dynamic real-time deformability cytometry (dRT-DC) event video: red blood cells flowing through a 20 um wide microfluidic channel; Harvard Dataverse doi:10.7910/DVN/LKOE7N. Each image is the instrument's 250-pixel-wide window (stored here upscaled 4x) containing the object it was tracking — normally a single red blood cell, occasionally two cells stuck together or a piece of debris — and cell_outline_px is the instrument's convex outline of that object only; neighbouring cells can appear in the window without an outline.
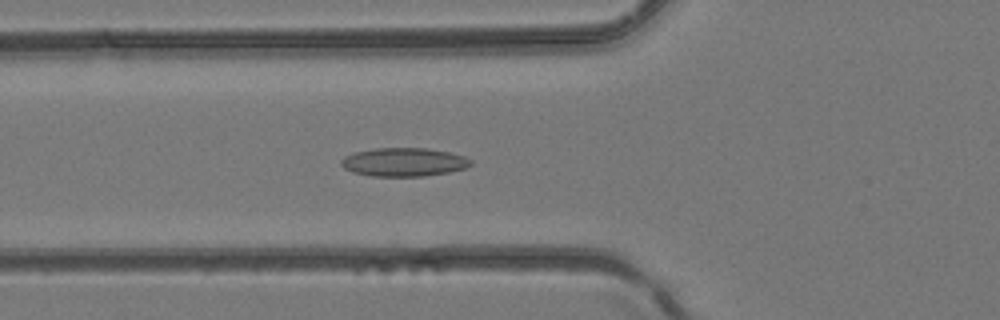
{"species": "common noctule bat (a hibernating species)", "species_latin": "Nyctalus noctula", "temperature_condition": "room temperature", "stored_images_in_passage": 42, "camera_frame_rate_fps": 3000, "um_per_image_px": 0.085, "animal": {"sex": "female", "body_mass_g": 24.6, "forearm_length_mm": 56.2}, "frame": {"image": 1, "passage_image": 16, "time_ms": 5.0, "image_size_px": [1000, 320], "cell_outline_px": [[472, 164], [464, 168], [448, 172], [424, 176], [372, 176], [352, 172], [344, 168], [340, 164], [340, 160], [344, 156], [352, 152], [376, 148], [428, 148], [448, 152], [464, 156], [472, 160]], "centroid_in_image_um": [34.28, 13.77], "position_along_channel_um": 91.5, "area_um2": 21.62}}
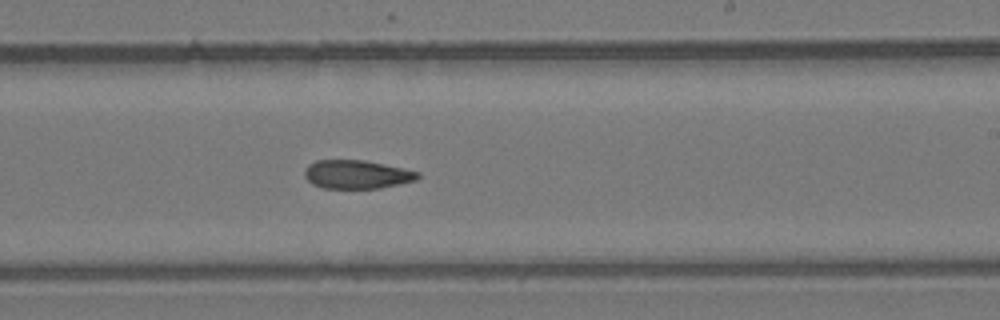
{"frame": {"image": 2, "passage_image": 26, "time_ms": 8.333, "image_size_px": [1000, 320], "cell_outline_px": [[420, 176], [416, 180], [380, 188], [320, 188], [312, 184], [304, 176], [304, 168], [308, 164], [316, 160], [364, 160], [404, 168], [420, 172]], "centroid_in_image_um": [30.3, 14.82], "position_along_channel_um": 258.7, "area_um2": 18.96}}
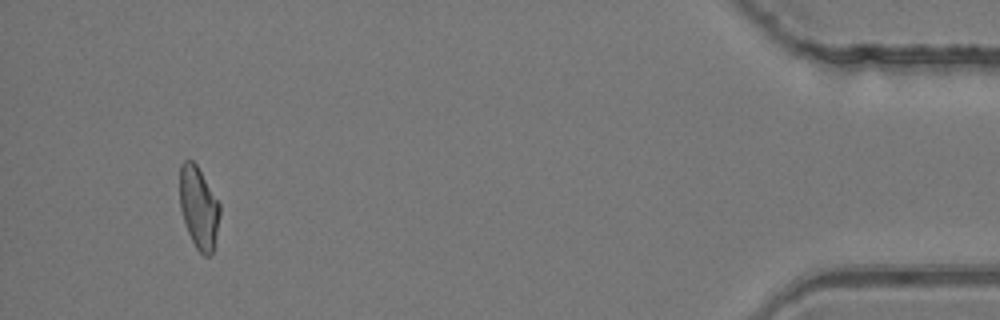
{"frame": {"image": 3, "passage_image": 40, "time_ms": 13.0, "image_size_px": [1000, 320], "cell_outline_px": [[220, 216], [212, 252], [208, 256], [204, 256], [196, 248], [188, 232], [180, 208], [180, 164], [184, 160], [192, 160], [196, 164], [220, 204]], "centroid_in_image_um": [16.88, 17.63], "position_along_channel_um": 418.3, "area_um2": 18.9}}